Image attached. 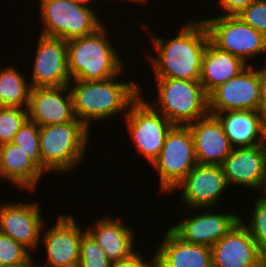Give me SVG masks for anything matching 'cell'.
Returning <instances> with one entry per match:
<instances>
[{
  "label": "cell",
  "mask_w": 266,
  "mask_h": 267,
  "mask_svg": "<svg viewBox=\"0 0 266 267\" xmlns=\"http://www.w3.org/2000/svg\"><path fill=\"white\" fill-rule=\"evenodd\" d=\"M176 37L167 40L151 35L156 56L147 53L155 78L200 81L202 59L209 33L202 19L189 20Z\"/></svg>",
  "instance_id": "obj_1"
},
{
  "label": "cell",
  "mask_w": 266,
  "mask_h": 267,
  "mask_svg": "<svg viewBox=\"0 0 266 267\" xmlns=\"http://www.w3.org/2000/svg\"><path fill=\"white\" fill-rule=\"evenodd\" d=\"M122 72L104 80H72L69 83L75 116L88 129H92V121L108 120L117 114L125 117L130 105L143 94L142 86L137 82L118 80Z\"/></svg>",
  "instance_id": "obj_2"
},
{
  "label": "cell",
  "mask_w": 266,
  "mask_h": 267,
  "mask_svg": "<svg viewBox=\"0 0 266 267\" xmlns=\"http://www.w3.org/2000/svg\"><path fill=\"white\" fill-rule=\"evenodd\" d=\"M106 31L103 24L90 35L66 41L71 80H104L118 75L125 69V62L109 40Z\"/></svg>",
  "instance_id": "obj_3"
},
{
  "label": "cell",
  "mask_w": 266,
  "mask_h": 267,
  "mask_svg": "<svg viewBox=\"0 0 266 267\" xmlns=\"http://www.w3.org/2000/svg\"><path fill=\"white\" fill-rule=\"evenodd\" d=\"M89 129L77 118L63 124L40 126L41 169L65 174L77 167L88 153Z\"/></svg>",
  "instance_id": "obj_4"
},
{
  "label": "cell",
  "mask_w": 266,
  "mask_h": 267,
  "mask_svg": "<svg viewBox=\"0 0 266 267\" xmlns=\"http://www.w3.org/2000/svg\"><path fill=\"white\" fill-rule=\"evenodd\" d=\"M155 80L157 99L154 104H149L173 125H188L209 114L208 95L200 81L171 78Z\"/></svg>",
  "instance_id": "obj_5"
},
{
  "label": "cell",
  "mask_w": 266,
  "mask_h": 267,
  "mask_svg": "<svg viewBox=\"0 0 266 267\" xmlns=\"http://www.w3.org/2000/svg\"><path fill=\"white\" fill-rule=\"evenodd\" d=\"M39 4L41 35L68 41L90 35L103 26L92 6L71 0H39Z\"/></svg>",
  "instance_id": "obj_6"
},
{
  "label": "cell",
  "mask_w": 266,
  "mask_h": 267,
  "mask_svg": "<svg viewBox=\"0 0 266 267\" xmlns=\"http://www.w3.org/2000/svg\"><path fill=\"white\" fill-rule=\"evenodd\" d=\"M198 164L188 125H173L168 131L159 157L151 165L160 177V192L174 188Z\"/></svg>",
  "instance_id": "obj_7"
},
{
  "label": "cell",
  "mask_w": 266,
  "mask_h": 267,
  "mask_svg": "<svg viewBox=\"0 0 266 267\" xmlns=\"http://www.w3.org/2000/svg\"><path fill=\"white\" fill-rule=\"evenodd\" d=\"M140 95L129 107L125 122L137 154L153 164L159 157L165 137L173 124Z\"/></svg>",
  "instance_id": "obj_8"
},
{
  "label": "cell",
  "mask_w": 266,
  "mask_h": 267,
  "mask_svg": "<svg viewBox=\"0 0 266 267\" xmlns=\"http://www.w3.org/2000/svg\"><path fill=\"white\" fill-rule=\"evenodd\" d=\"M202 21L208 30L209 40L216 47L240 58L247 65H252L249 59L266 53V37L237 16L219 15Z\"/></svg>",
  "instance_id": "obj_9"
},
{
  "label": "cell",
  "mask_w": 266,
  "mask_h": 267,
  "mask_svg": "<svg viewBox=\"0 0 266 267\" xmlns=\"http://www.w3.org/2000/svg\"><path fill=\"white\" fill-rule=\"evenodd\" d=\"M260 83L257 68L248 65L237 76L208 95L209 114L224 111L259 110Z\"/></svg>",
  "instance_id": "obj_10"
},
{
  "label": "cell",
  "mask_w": 266,
  "mask_h": 267,
  "mask_svg": "<svg viewBox=\"0 0 266 267\" xmlns=\"http://www.w3.org/2000/svg\"><path fill=\"white\" fill-rule=\"evenodd\" d=\"M71 214H60L55 225L41 234L40 241L46 252L45 265L38 267H74L80 262L81 237L86 232ZM44 235V236H43ZM43 239V240H42Z\"/></svg>",
  "instance_id": "obj_11"
},
{
  "label": "cell",
  "mask_w": 266,
  "mask_h": 267,
  "mask_svg": "<svg viewBox=\"0 0 266 267\" xmlns=\"http://www.w3.org/2000/svg\"><path fill=\"white\" fill-rule=\"evenodd\" d=\"M226 187L229 188L221 166L197 164L173 191L183 189L181 203L186 209L199 211L215 207Z\"/></svg>",
  "instance_id": "obj_12"
},
{
  "label": "cell",
  "mask_w": 266,
  "mask_h": 267,
  "mask_svg": "<svg viewBox=\"0 0 266 267\" xmlns=\"http://www.w3.org/2000/svg\"><path fill=\"white\" fill-rule=\"evenodd\" d=\"M32 63L30 84L36 87L69 86L71 82L67 61V42L40 34Z\"/></svg>",
  "instance_id": "obj_13"
},
{
  "label": "cell",
  "mask_w": 266,
  "mask_h": 267,
  "mask_svg": "<svg viewBox=\"0 0 266 267\" xmlns=\"http://www.w3.org/2000/svg\"><path fill=\"white\" fill-rule=\"evenodd\" d=\"M40 211L36 201L0 203V232L33 252L41 244V233H44Z\"/></svg>",
  "instance_id": "obj_14"
},
{
  "label": "cell",
  "mask_w": 266,
  "mask_h": 267,
  "mask_svg": "<svg viewBox=\"0 0 266 267\" xmlns=\"http://www.w3.org/2000/svg\"><path fill=\"white\" fill-rule=\"evenodd\" d=\"M212 267H262V251L239 220L212 247Z\"/></svg>",
  "instance_id": "obj_15"
},
{
  "label": "cell",
  "mask_w": 266,
  "mask_h": 267,
  "mask_svg": "<svg viewBox=\"0 0 266 267\" xmlns=\"http://www.w3.org/2000/svg\"><path fill=\"white\" fill-rule=\"evenodd\" d=\"M208 212L191 215L173 225L169 230L181 241L212 247L240 220V215L233 213L210 212L212 208H201ZM186 218V219H185Z\"/></svg>",
  "instance_id": "obj_16"
},
{
  "label": "cell",
  "mask_w": 266,
  "mask_h": 267,
  "mask_svg": "<svg viewBox=\"0 0 266 267\" xmlns=\"http://www.w3.org/2000/svg\"><path fill=\"white\" fill-rule=\"evenodd\" d=\"M27 110L28 120L39 126L63 124L76 119L69 86L32 88Z\"/></svg>",
  "instance_id": "obj_17"
},
{
  "label": "cell",
  "mask_w": 266,
  "mask_h": 267,
  "mask_svg": "<svg viewBox=\"0 0 266 267\" xmlns=\"http://www.w3.org/2000/svg\"><path fill=\"white\" fill-rule=\"evenodd\" d=\"M221 167L228 186H246L260 191L266 181L264 145L233 148Z\"/></svg>",
  "instance_id": "obj_18"
},
{
  "label": "cell",
  "mask_w": 266,
  "mask_h": 267,
  "mask_svg": "<svg viewBox=\"0 0 266 267\" xmlns=\"http://www.w3.org/2000/svg\"><path fill=\"white\" fill-rule=\"evenodd\" d=\"M198 164L221 166L233 147L219 120L211 114L188 124Z\"/></svg>",
  "instance_id": "obj_19"
},
{
  "label": "cell",
  "mask_w": 266,
  "mask_h": 267,
  "mask_svg": "<svg viewBox=\"0 0 266 267\" xmlns=\"http://www.w3.org/2000/svg\"><path fill=\"white\" fill-rule=\"evenodd\" d=\"M214 115L233 148L263 144L266 117L259 110L224 111Z\"/></svg>",
  "instance_id": "obj_20"
},
{
  "label": "cell",
  "mask_w": 266,
  "mask_h": 267,
  "mask_svg": "<svg viewBox=\"0 0 266 267\" xmlns=\"http://www.w3.org/2000/svg\"><path fill=\"white\" fill-rule=\"evenodd\" d=\"M95 224L94 227H87L86 231L95 239L111 263L127 259L136 252L133 247L135 236L132 227L120 219L108 216L99 219Z\"/></svg>",
  "instance_id": "obj_21"
},
{
  "label": "cell",
  "mask_w": 266,
  "mask_h": 267,
  "mask_svg": "<svg viewBox=\"0 0 266 267\" xmlns=\"http://www.w3.org/2000/svg\"><path fill=\"white\" fill-rule=\"evenodd\" d=\"M157 267H212V249L181 241L169 229L156 250Z\"/></svg>",
  "instance_id": "obj_22"
},
{
  "label": "cell",
  "mask_w": 266,
  "mask_h": 267,
  "mask_svg": "<svg viewBox=\"0 0 266 267\" xmlns=\"http://www.w3.org/2000/svg\"><path fill=\"white\" fill-rule=\"evenodd\" d=\"M0 167L4 179L31 192L44 174L26 152L12 142L0 146Z\"/></svg>",
  "instance_id": "obj_23"
},
{
  "label": "cell",
  "mask_w": 266,
  "mask_h": 267,
  "mask_svg": "<svg viewBox=\"0 0 266 267\" xmlns=\"http://www.w3.org/2000/svg\"><path fill=\"white\" fill-rule=\"evenodd\" d=\"M248 65L240 58L208 41L202 59L200 83L209 95L215 88L237 76Z\"/></svg>",
  "instance_id": "obj_24"
},
{
  "label": "cell",
  "mask_w": 266,
  "mask_h": 267,
  "mask_svg": "<svg viewBox=\"0 0 266 267\" xmlns=\"http://www.w3.org/2000/svg\"><path fill=\"white\" fill-rule=\"evenodd\" d=\"M14 65L0 69V106L28 108L31 84Z\"/></svg>",
  "instance_id": "obj_25"
},
{
  "label": "cell",
  "mask_w": 266,
  "mask_h": 267,
  "mask_svg": "<svg viewBox=\"0 0 266 267\" xmlns=\"http://www.w3.org/2000/svg\"><path fill=\"white\" fill-rule=\"evenodd\" d=\"M40 126L27 120L14 135L12 143L22 148L24 152L41 168Z\"/></svg>",
  "instance_id": "obj_26"
},
{
  "label": "cell",
  "mask_w": 266,
  "mask_h": 267,
  "mask_svg": "<svg viewBox=\"0 0 266 267\" xmlns=\"http://www.w3.org/2000/svg\"><path fill=\"white\" fill-rule=\"evenodd\" d=\"M27 120L26 108L0 106V146L12 142L16 132Z\"/></svg>",
  "instance_id": "obj_27"
},
{
  "label": "cell",
  "mask_w": 266,
  "mask_h": 267,
  "mask_svg": "<svg viewBox=\"0 0 266 267\" xmlns=\"http://www.w3.org/2000/svg\"><path fill=\"white\" fill-rule=\"evenodd\" d=\"M80 267H111L105 252L86 231L81 237Z\"/></svg>",
  "instance_id": "obj_28"
},
{
  "label": "cell",
  "mask_w": 266,
  "mask_h": 267,
  "mask_svg": "<svg viewBox=\"0 0 266 267\" xmlns=\"http://www.w3.org/2000/svg\"><path fill=\"white\" fill-rule=\"evenodd\" d=\"M254 203V209L248 219V226L244 223V219L241 216L240 221L245 225L262 250L266 246V202L258 196Z\"/></svg>",
  "instance_id": "obj_29"
},
{
  "label": "cell",
  "mask_w": 266,
  "mask_h": 267,
  "mask_svg": "<svg viewBox=\"0 0 266 267\" xmlns=\"http://www.w3.org/2000/svg\"><path fill=\"white\" fill-rule=\"evenodd\" d=\"M30 253L23 245L0 232V264H23L32 257Z\"/></svg>",
  "instance_id": "obj_30"
},
{
  "label": "cell",
  "mask_w": 266,
  "mask_h": 267,
  "mask_svg": "<svg viewBox=\"0 0 266 267\" xmlns=\"http://www.w3.org/2000/svg\"><path fill=\"white\" fill-rule=\"evenodd\" d=\"M237 17L266 37V0H254Z\"/></svg>",
  "instance_id": "obj_31"
},
{
  "label": "cell",
  "mask_w": 266,
  "mask_h": 267,
  "mask_svg": "<svg viewBox=\"0 0 266 267\" xmlns=\"http://www.w3.org/2000/svg\"><path fill=\"white\" fill-rule=\"evenodd\" d=\"M151 261L145 260L140 251L135 252L129 258L111 263V267H157L156 252Z\"/></svg>",
  "instance_id": "obj_32"
},
{
  "label": "cell",
  "mask_w": 266,
  "mask_h": 267,
  "mask_svg": "<svg viewBox=\"0 0 266 267\" xmlns=\"http://www.w3.org/2000/svg\"><path fill=\"white\" fill-rule=\"evenodd\" d=\"M254 0H217L219 8L223 9V15L237 16L244 8L248 7Z\"/></svg>",
  "instance_id": "obj_33"
},
{
  "label": "cell",
  "mask_w": 266,
  "mask_h": 267,
  "mask_svg": "<svg viewBox=\"0 0 266 267\" xmlns=\"http://www.w3.org/2000/svg\"><path fill=\"white\" fill-rule=\"evenodd\" d=\"M260 83L259 111L266 117V65L261 69L257 67Z\"/></svg>",
  "instance_id": "obj_34"
},
{
  "label": "cell",
  "mask_w": 266,
  "mask_h": 267,
  "mask_svg": "<svg viewBox=\"0 0 266 267\" xmlns=\"http://www.w3.org/2000/svg\"><path fill=\"white\" fill-rule=\"evenodd\" d=\"M0 267H38L36 263H34L33 257H31L27 262L23 264H18V265H5V264H0Z\"/></svg>",
  "instance_id": "obj_35"
},
{
  "label": "cell",
  "mask_w": 266,
  "mask_h": 267,
  "mask_svg": "<svg viewBox=\"0 0 266 267\" xmlns=\"http://www.w3.org/2000/svg\"><path fill=\"white\" fill-rule=\"evenodd\" d=\"M118 2H120V1H122V2H128V3H141V4H145V2L147 3L148 2V0H117Z\"/></svg>",
  "instance_id": "obj_36"
},
{
  "label": "cell",
  "mask_w": 266,
  "mask_h": 267,
  "mask_svg": "<svg viewBox=\"0 0 266 267\" xmlns=\"http://www.w3.org/2000/svg\"><path fill=\"white\" fill-rule=\"evenodd\" d=\"M71 1H73L75 3H79V4H82V5H85V6H90L88 4L91 3L94 0H71Z\"/></svg>",
  "instance_id": "obj_37"
},
{
  "label": "cell",
  "mask_w": 266,
  "mask_h": 267,
  "mask_svg": "<svg viewBox=\"0 0 266 267\" xmlns=\"http://www.w3.org/2000/svg\"><path fill=\"white\" fill-rule=\"evenodd\" d=\"M263 191V193H264V195H262V194H260V198L263 200V201H265L266 202V181L264 182V184H263V186H262V188H261Z\"/></svg>",
  "instance_id": "obj_38"
},
{
  "label": "cell",
  "mask_w": 266,
  "mask_h": 267,
  "mask_svg": "<svg viewBox=\"0 0 266 267\" xmlns=\"http://www.w3.org/2000/svg\"><path fill=\"white\" fill-rule=\"evenodd\" d=\"M262 251V264L266 267V246L261 250Z\"/></svg>",
  "instance_id": "obj_39"
},
{
  "label": "cell",
  "mask_w": 266,
  "mask_h": 267,
  "mask_svg": "<svg viewBox=\"0 0 266 267\" xmlns=\"http://www.w3.org/2000/svg\"><path fill=\"white\" fill-rule=\"evenodd\" d=\"M263 145H264L265 154H266V130H265V134H264Z\"/></svg>",
  "instance_id": "obj_40"
},
{
  "label": "cell",
  "mask_w": 266,
  "mask_h": 267,
  "mask_svg": "<svg viewBox=\"0 0 266 267\" xmlns=\"http://www.w3.org/2000/svg\"><path fill=\"white\" fill-rule=\"evenodd\" d=\"M0 178H3L2 174H1V167H0Z\"/></svg>",
  "instance_id": "obj_41"
}]
</instances>
